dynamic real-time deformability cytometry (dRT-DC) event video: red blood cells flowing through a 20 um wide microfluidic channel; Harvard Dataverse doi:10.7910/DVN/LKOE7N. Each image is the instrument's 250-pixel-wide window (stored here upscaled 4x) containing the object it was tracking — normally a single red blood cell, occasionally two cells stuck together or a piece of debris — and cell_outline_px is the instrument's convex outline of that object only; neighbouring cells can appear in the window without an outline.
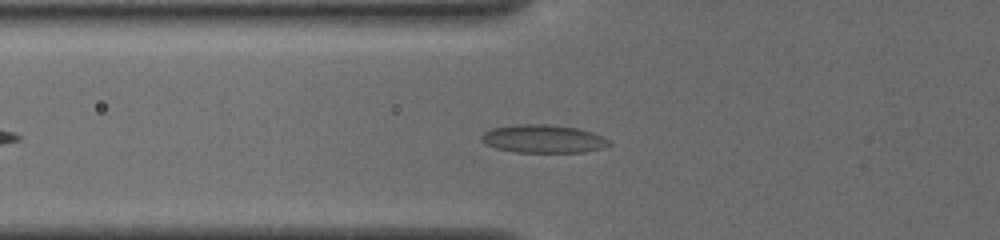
{"species": "common noctule bat (a hibernating species)", "species_latin": "Nyctalus noctula", "temperature_condition": "cold", "stored_images_in_passage": 36, "camera_frame_rate_fps": 3000, "um_per_image_px": 0.085, "animal": {"sex": "female", "body_mass_g": 19.5, "forearm_length_mm": 54.1}, "frame": {"image": 1, "passage_image": 9, "time_ms": 2.667, "image_size_px": [1000, 240], "cell_outline_px": [[612, 144], [604, 148], [584, 152], [516, 152], [496, 148], [484, 144], [480, 140], [480, 136], [484, 132], [492, 128], [524, 124], [544, 124], [576, 128], [592, 132], [608, 140]], "centroid_in_image_um": [46.15, 11.81], "position_along_channel_um": 79.6, "area_um2": 20.81}}
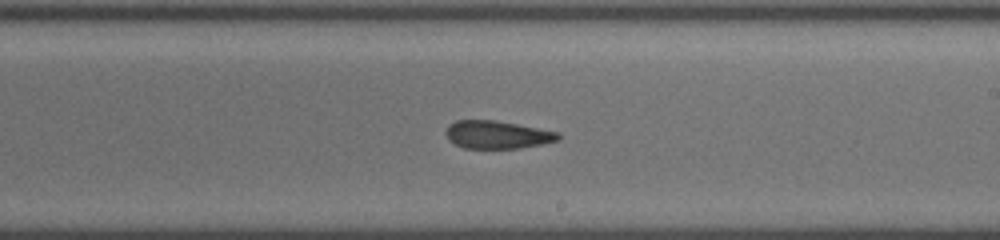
{"frame": {"image": 2, "passage_image": 22, "time_ms": 7.0, "image_size_px": [1000, 240], "cell_outline_px": [[560, 140], [520, 148], [464, 148], [448, 140], [444, 132], [448, 124], [456, 120], [496, 120], [560, 132]], "centroid_in_image_um": [42.24, 11.44], "position_along_channel_um": 246.8, "area_um2": 18.38}}
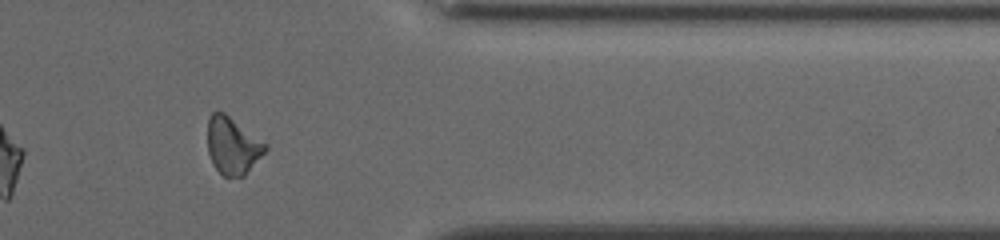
{"frame": {"image": 3, "passage_image": 34, "time_ms": 11.0, "image_size_px": [1000, 240], "cell_outline_px": [[268, 148], [244, 176], [224, 176], [216, 168], [208, 152], [208, 120], [212, 112], [224, 112], [268, 144]], "centroid_in_image_um": [19.79, 12.37], "position_along_channel_um": 391.6, "area_um2": 18.96}, "authors_computed_cell_mechanics": {"area_um2": 19.1607, "velocity_mm_per_s": 3.8648, "shape_relaxation_time_tau1_ms": null, "shape_relaxation_time_tau2_ms": 3.9548, "deformation_change_tau1": null, "deformation_change_tau2": 0.1038}}